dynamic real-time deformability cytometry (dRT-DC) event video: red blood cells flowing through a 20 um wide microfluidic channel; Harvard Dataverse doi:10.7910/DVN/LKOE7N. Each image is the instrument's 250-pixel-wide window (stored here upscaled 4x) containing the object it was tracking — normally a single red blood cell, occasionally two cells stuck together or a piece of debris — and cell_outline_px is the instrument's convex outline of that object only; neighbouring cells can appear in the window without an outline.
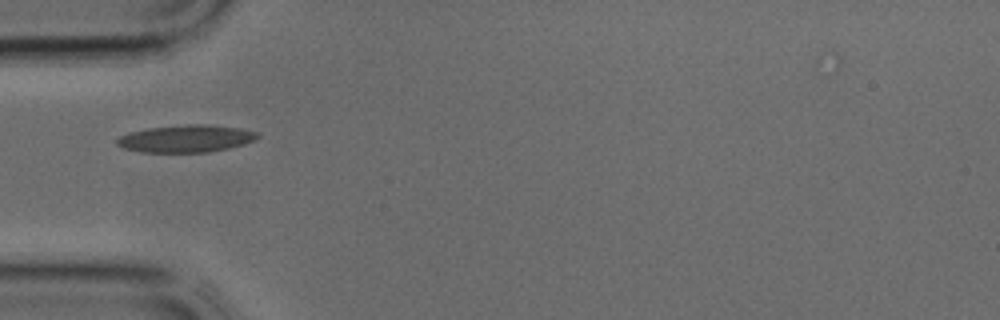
{"species": "common noctule bat (a hibernating species)", "species_latin": "Nyctalus noctula", "temperature_condition": "cold", "stored_images_in_passage": 27, "camera_frame_rate_fps": 3000, "um_per_image_px": 0.085, "animal": {"sex": "male", "body_mass_g": 17.9, "forearm_length_mm": 54.2}, "frame": {"image": 1, "passage_image": 1, "time_ms": 0.0, "image_size_px": [1000, 320], "cell_outline_px": [[260, 136], [256, 140], [244, 144], [228, 148], [208, 152], [140, 152], [124, 148], [116, 144], [116, 140], [120, 136], [128, 132], [148, 128], [188, 124], [208, 124], [240, 128], [256, 132]], "centroid_in_image_um": [15.81, 11.78], "position_along_channel_um": 69.2, "area_um2": 22.43}}
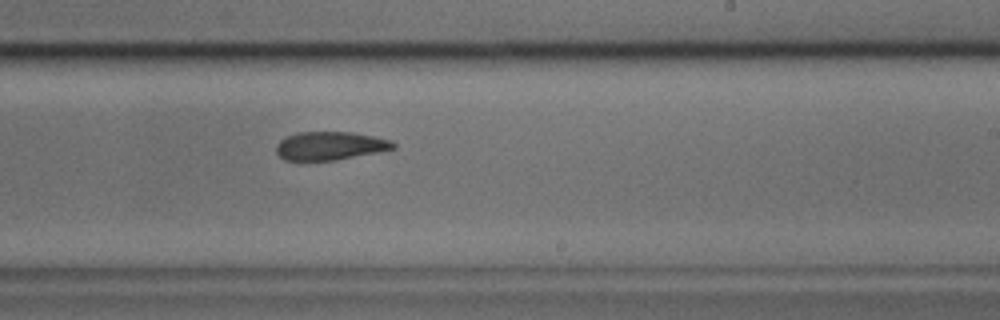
{"frame": {"image": 2, "passage_image": 12, "time_ms": 3.667, "image_size_px": [1000, 320], "cell_outline_px": [[396, 148], [380, 152], [336, 160], [284, 160], [276, 152], [276, 144], [280, 140], [296, 132], [352, 132], [392, 140], [396, 144]], "centroid_in_image_um": [28.08, 12.39], "position_along_channel_um": 260.9, "area_um2": 19.42}}
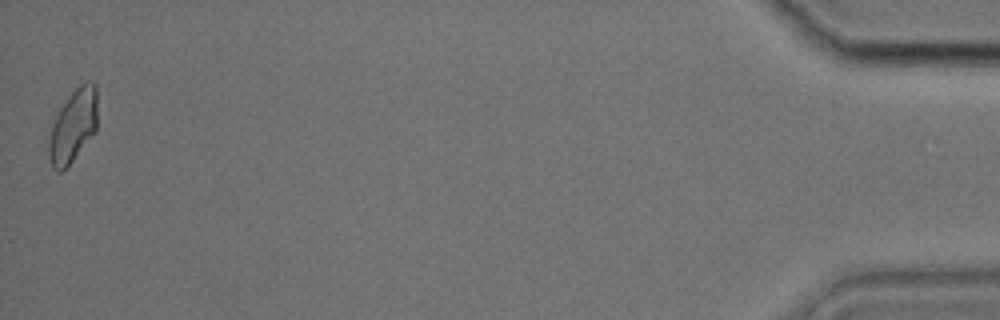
{"frame": {"image": 3, "passage_image": 27, "time_ms": 8.667, "image_size_px": [1000, 320], "cell_outline_px": [[96, 132], [72, 160], [60, 172], [56, 172], [52, 168], [48, 156], [48, 144], [52, 124], [60, 108], [72, 92], [80, 84], [88, 80], [92, 80], [96, 84]], "centroid_in_image_um": [6.21, 10.69], "position_along_channel_um": 429.0, "area_um2": 20.52}}